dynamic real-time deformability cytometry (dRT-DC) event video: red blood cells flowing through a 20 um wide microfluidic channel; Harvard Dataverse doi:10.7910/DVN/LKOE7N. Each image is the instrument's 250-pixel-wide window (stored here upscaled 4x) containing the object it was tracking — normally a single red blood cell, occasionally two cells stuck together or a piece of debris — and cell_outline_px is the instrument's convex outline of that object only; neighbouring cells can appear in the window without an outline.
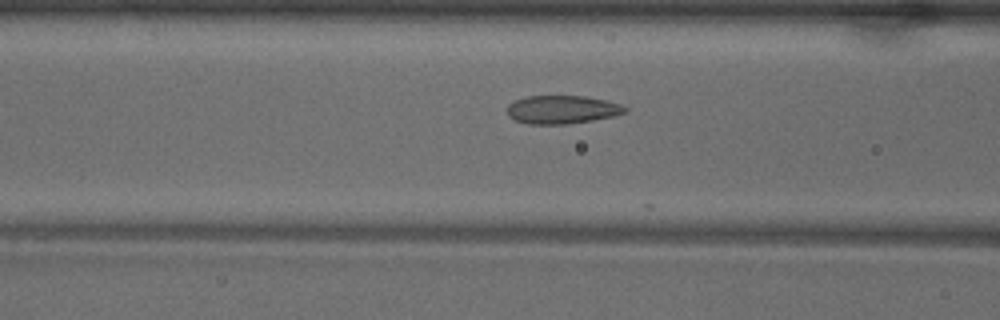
{"species": "common noctule bat (a hibernating species)", "species_latin": "Nyctalus noctula", "temperature_condition": "warm", "stored_images_in_passage": 7, "camera_frame_rate_fps": 3000, "um_per_image_px": 0.085, "animal": {"sex": "male", "body_mass_g": 18.8}, "frame": {"image": 1, "passage_image": 5, "time_ms": 1.333, "image_size_px": [1000, 320], "cell_outline_px": [[628, 112], [612, 116], [592, 120], [564, 124], [528, 124], [516, 120], [508, 116], [508, 104], [512, 100], [524, 96], [588, 96], [608, 100], [620, 104], [628, 108]], "centroid_in_image_um": [47.77, 9.3], "position_along_channel_um": 118.8, "area_um2": 19.59}}